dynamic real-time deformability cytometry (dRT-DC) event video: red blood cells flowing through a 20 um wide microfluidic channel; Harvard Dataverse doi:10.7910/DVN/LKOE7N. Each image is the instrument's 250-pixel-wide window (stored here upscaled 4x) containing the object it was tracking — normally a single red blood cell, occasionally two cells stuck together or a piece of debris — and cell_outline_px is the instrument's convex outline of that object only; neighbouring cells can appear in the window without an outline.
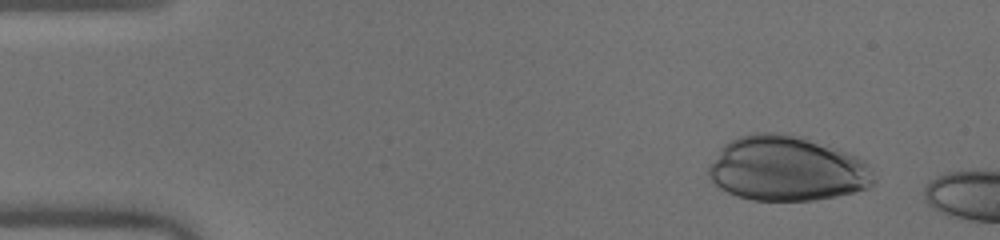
{"species": "human", "species_latin": "Homo sapiens", "temperature_condition": "warm", "stored_images_in_passage": 12, "camera_frame_rate_fps": 3000, "um_per_image_px": 0.085, "donor": {"sex": "male"}, "frame": {"image": 1, "passage_image": 3, "time_ms": 0.667, "image_size_px": [1000, 240], "cell_outline_px": [[876, 180], [868, 188], [836, 196], [812, 200], [752, 200], [736, 196], [720, 188], [708, 176], [708, 168], [720, 148], [724, 144], [740, 136], [756, 132], [776, 132], [800, 136], [836, 148], [856, 156], [864, 160]], "centroid_in_image_um": [66.87, 14.33], "position_along_channel_um": 18.1, "area_um2": 62.25}}